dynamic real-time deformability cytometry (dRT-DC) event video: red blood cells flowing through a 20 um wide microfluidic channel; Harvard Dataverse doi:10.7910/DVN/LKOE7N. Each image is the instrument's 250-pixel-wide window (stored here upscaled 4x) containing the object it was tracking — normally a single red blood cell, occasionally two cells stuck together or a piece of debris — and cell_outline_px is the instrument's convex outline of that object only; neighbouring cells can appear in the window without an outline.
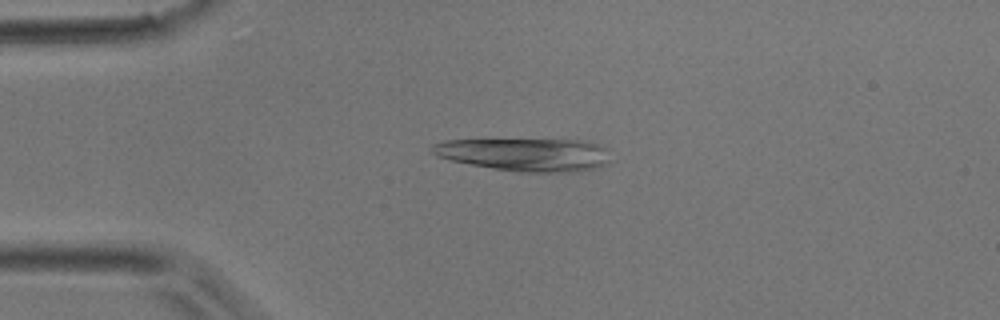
{"species": "common noctule bat (a hibernating species)", "species_latin": "Nyctalus noctula", "temperature_condition": "room temperature", "stored_images_in_passage": 5, "camera_frame_rate_fps": 3000, "um_per_image_px": 0.085, "animal": {"sex": "male", "body_mass_g": 17.9}, "frame": {"image": 1, "passage_image": 1, "time_ms": 0.0, "image_size_px": [1000, 320], "cell_outline_px": [[608, 160], [604, 164], [596, 168], [576, 172], [520, 172], [492, 168], [448, 160], [436, 156], [428, 152], [428, 148], [432, 144], [444, 140], [584, 140], [600, 144], [604, 148]], "centroid_in_image_um": [44.54, 13.13], "position_along_channel_um": 40.5, "area_um2": 34.33}}